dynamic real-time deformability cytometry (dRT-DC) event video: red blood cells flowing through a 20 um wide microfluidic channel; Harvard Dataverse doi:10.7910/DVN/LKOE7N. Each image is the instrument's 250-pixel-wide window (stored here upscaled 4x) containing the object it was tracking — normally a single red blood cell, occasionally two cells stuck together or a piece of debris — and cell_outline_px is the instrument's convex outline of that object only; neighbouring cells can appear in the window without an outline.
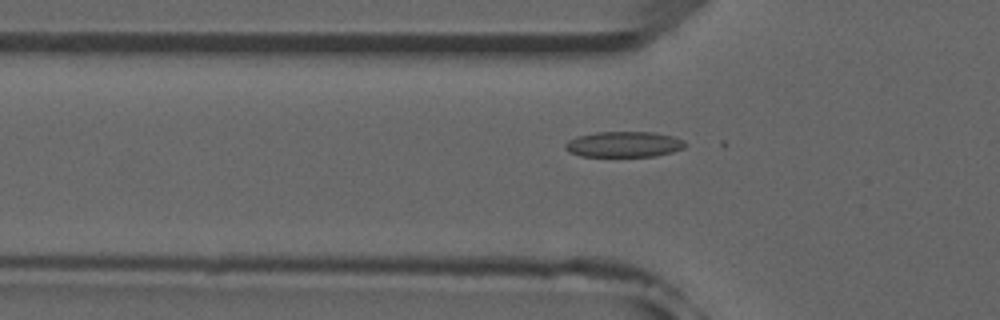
{"species": "common noctule bat (a hibernating species)", "species_latin": "Nyctalus noctula", "temperature_condition": "room temperature", "stored_images_in_passage": 52, "camera_frame_rate_fps": 3000, "um_per_image_px": 0.085, "animal": {"sex": "male", "forearm_length_mm": 52.5}, "frame": {"image": 1, "passage_image": 17, "time_ms": 5.333, "image_size_px": [1000, 320], "cell_outline_px": [[688, 144], [684, 148], [672, 152], [656, 156], [580, 156], [568, 152], [564, 148], [564, 144], [568, 140], [576, 136], [596, 132], [652, 132], [672, 136], [684, 140]], "centroid_in_image_um": [53.01, 12.27], "position_along_channel_um": 72.8, "area_um2": 18.09}}
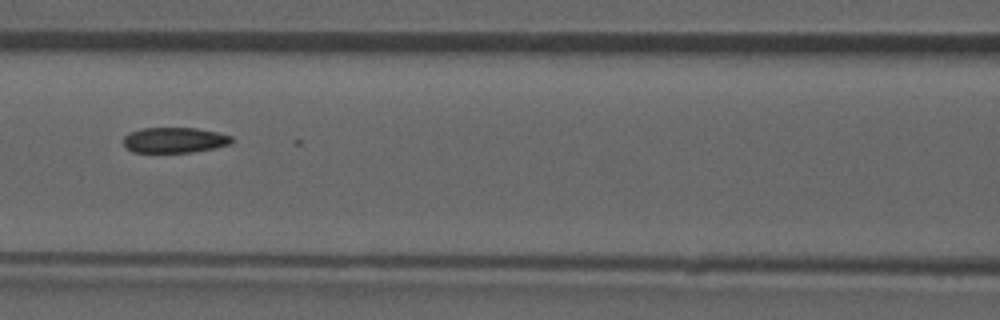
{"frame": {"image": 2, "passage_image": 23, "time_ms": 7.333, "image_size_px": [1000, 320], "cell_outline_px": [[236, 140], [232, 144], [192, 152], [132, 152], [124, 144], [124, 136], [128, 132], [140, 128], [196, 128], [216, 132], [232, 136]], "centroid_in_image_um": [14.85, 11.9], "position_along_channel_um": 151.8, "area_um2": 16.13}}
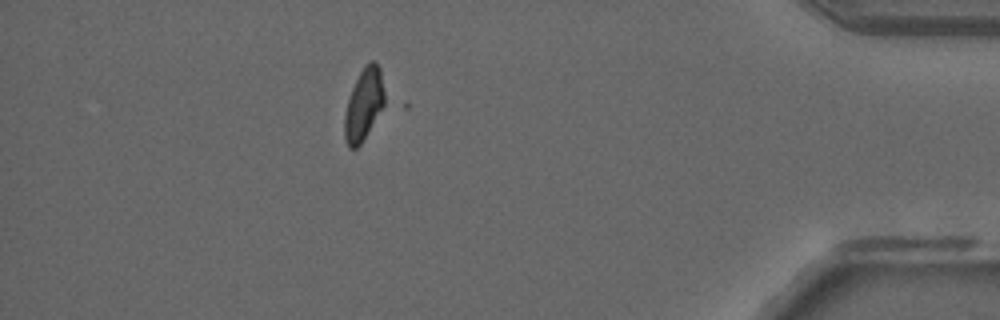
{"frame": {"image": 3, "passage_image": 46, "time_ms": 15.0, "image_size_px": [1000, 320], "cell_outline_px": [[388, 104], [360, 144], [356, 148], [348, 148], [344, 136], [344, 116], [348, 100], [352, 88], [360, 72], [372, 60], [376, 60], [380, 68]], "centroid_in_image_um": [30.98, 8.89], "position_along_channel_um": 404.2, "area_um2": 17.22}, "authors_computed_cell_mechanics": {"area_um2": 17.5134, "velocity_mm_per_s": 3.9259, "shape_relaxation_time_tau1_ms": null, "shape_relaxation_time_tau2_ms": 2.1808, "deformation_change_tau1": null, "deformation_change_tau2": 0.0749}}